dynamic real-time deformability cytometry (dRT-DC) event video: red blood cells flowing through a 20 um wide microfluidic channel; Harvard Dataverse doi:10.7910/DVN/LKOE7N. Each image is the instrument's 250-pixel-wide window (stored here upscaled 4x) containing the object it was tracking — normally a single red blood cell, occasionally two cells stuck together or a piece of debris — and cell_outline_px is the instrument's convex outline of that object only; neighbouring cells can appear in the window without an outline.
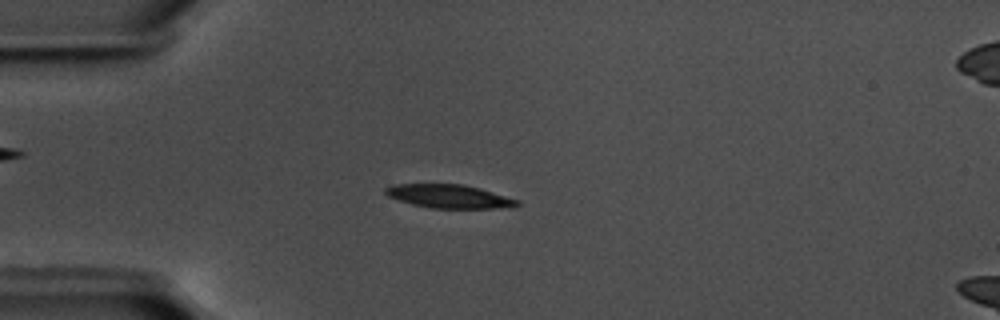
{"species": "common noctule bat (a hibernating species)", "species_latin": "Nyctalus noctula", "temperature_condition": "warm", "stored_images_in_passage": 51, "camera_frame_rate_fps": 3000, "um_per_image_px": 0.085, "animal": {"sex": "male", "body_mass_g": 17.5, "forearm_length_mm": 52.3}, "frame": {"image": 1, "passage_image": 9, "time_ms": 2.667, "image_size_px": [1000, 320], "cell_outline_px": [[520, 204], [492, 208], [432, 208], [412, 204], [388, 196], [384, 192], [384, 188], [392, 184], [464, 184], [480, 188], [520, 200]], "centroid_in_image_um": [38.13, 16.67], "position_along_channel_um": 46.9, "area_um2": 17.86}}
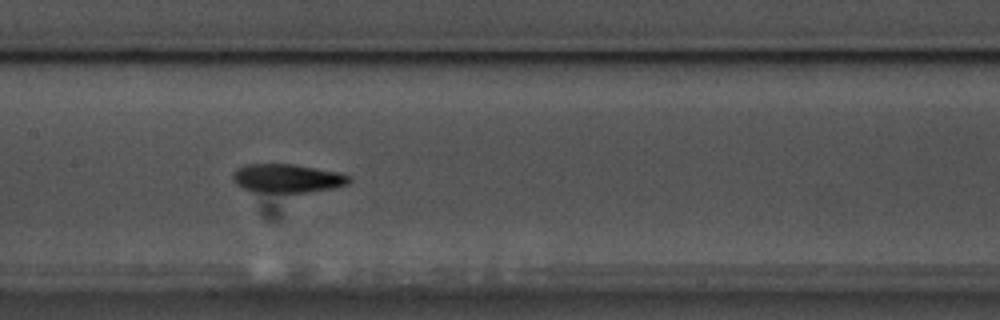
{"frame": {"image": 2, "passage_image": 22, "time_ms": 7.0, "image_size_px": [1000, 320], "cell_outline_px": [[352, 180], [348, 184], [332, 188], [304, 192], [252, 192], [236, 184], [232, 180], [232, 172], [236, 168], [244, 164], [292, 164], [340, 172], [352, 176]], "centroid_in_image_um": [24.39, 15.15], "position_along_channel_um": 183.0, "area_um2": 19.59}}
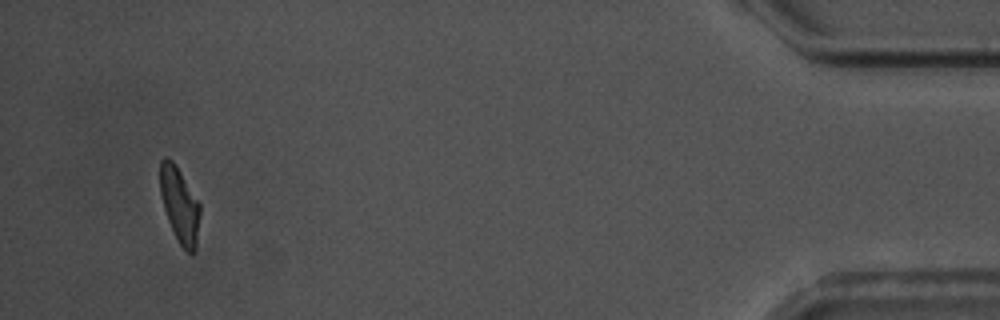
{"frame": {"image": 3, "passage_image": 48, "time_ms": 15.667, "image_size_px": [1000, 320], "cell_outline_px": [[200, 216], [196, 248], [192, 252], [188, 252], [180, 244], [168, 220], [164, 208], [160, 192], [160, 160], [164, 156], [172, 160], [176, 164], [200, 204]], "centroid_in_image_um": [15.27, 17.38], "position_along_channel_um": 419.9, "area_um2": 17.34}, "authors_computed_cell_mechanics": {"area_um2": 18.6694, "velocity_mm_per_s": 3.5822, "shape_relaxation_time_tau1_ms": 3.8516, "shape_relaxation_time_tau2_ms": 5.7553, "deformation_change_tau1": 0.1629, "deformation_change_tau2": 0.0984}}